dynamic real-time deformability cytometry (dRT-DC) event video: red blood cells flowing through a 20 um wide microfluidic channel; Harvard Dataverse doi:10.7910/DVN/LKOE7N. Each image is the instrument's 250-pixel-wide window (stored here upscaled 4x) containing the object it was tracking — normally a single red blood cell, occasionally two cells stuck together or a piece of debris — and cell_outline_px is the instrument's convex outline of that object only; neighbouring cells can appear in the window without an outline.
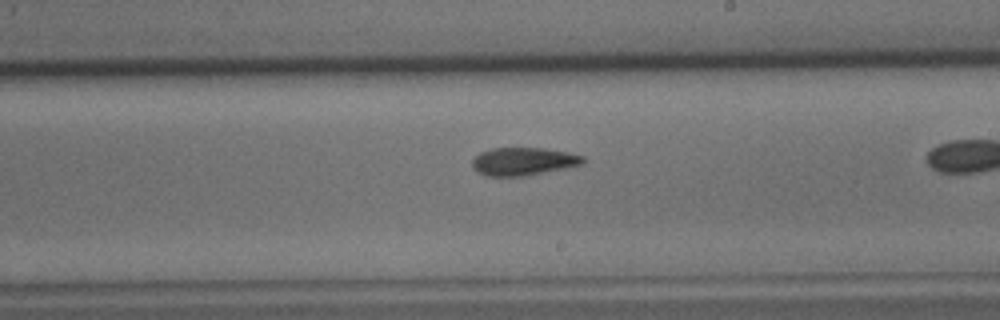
{"species": "common noctule bat (a hibernating species)", "species_latin": "Nyctalus noctula", "temperature_condition": "cold", "stored_images_in_passage": 26, "camera_frame_rate_fps": 3000, "um_per_image_px": 0.085, "animal": {"sex": "male", "body_mass_g": 15.6}, "frame": {"image": 1, "passage_image": 15, "time_ms": 4.667, "image_size_px": [1000, 320], "cell_outline_px": [[584, 164], [524, 176], [484, 176], [476, 172], [472, 168], [472, 160], [480, 152], [492, 148], [544, 148], [568, 152], [584, 156]], "centroid_in_image_um": [44.45, 13.72], "position_along_channel_um": 244.6, "area_um2": 18.09}}